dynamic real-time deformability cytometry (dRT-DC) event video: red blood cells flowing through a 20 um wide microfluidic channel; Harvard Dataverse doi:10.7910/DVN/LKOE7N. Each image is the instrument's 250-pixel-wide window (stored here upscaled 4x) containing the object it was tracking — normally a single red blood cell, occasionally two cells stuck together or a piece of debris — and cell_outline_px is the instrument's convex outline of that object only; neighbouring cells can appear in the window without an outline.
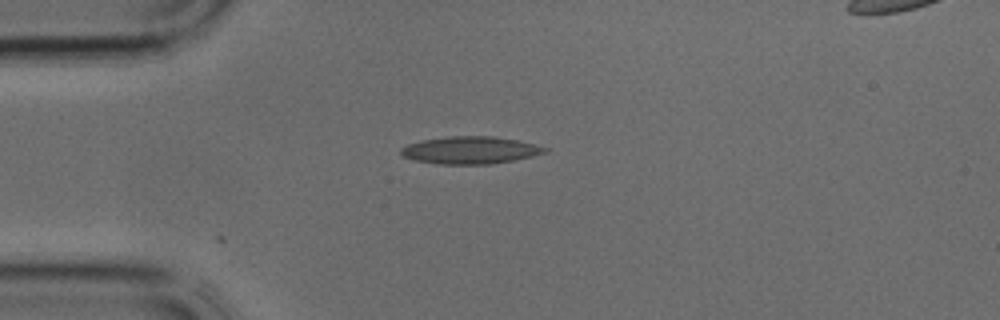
{"species": "common noctule bat (a hibernating species)", "species_latin": "Nyctalus noctula", "temperature_condition": "cold", "stored_images_in_passage": 7, "camera_frame_rate_fps": 3000, "um_per_image_px": 0.085, "animal": {"sex": "male", "body_mass_g": 17.9, "forearm_length_mm": 54.2}, "frame": {"image": 1, "passage_image": 1, "time_ms": 0.0, "image_size_px": [1000, 320], "cell_outline_px": [[552, 148], [548, 152], [532, 156], [492, 164], [440, 164], [412, 160], [400, 156], [400, 148], [408, 144], [420, 140], [448, 136], [492, 136], [516, 140]], "centroid_in_image_um": [39.95, 12.76], "position_along_channel_um": 45.1, "area_um2": 23.18}}